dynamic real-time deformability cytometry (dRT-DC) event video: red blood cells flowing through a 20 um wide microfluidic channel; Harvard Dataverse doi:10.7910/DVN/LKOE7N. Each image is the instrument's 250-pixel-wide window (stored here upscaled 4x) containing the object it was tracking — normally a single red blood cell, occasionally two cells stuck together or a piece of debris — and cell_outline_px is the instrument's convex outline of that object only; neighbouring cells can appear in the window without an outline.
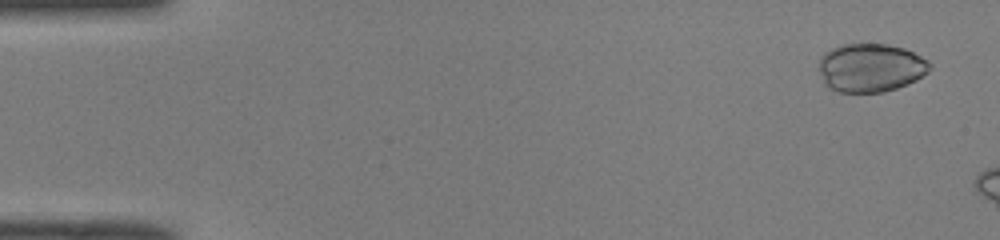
{"species": "common noctule bat (a hibernating species)", "species_latin": "Nyctalus noctula", "temperature_condition": "room temperature", "stored_images_in_passage": 9, "camera_frame_rate_fps": 3000, "um_per_image_px": 0.085, "animal": {"sex": "male", "body_mass_g": 19.0, "forearm_length_mm": 50.8}, "frame": {"image": 1, "passage_image": 3, "time_ms": 0.667, "image_size_px": [1000, 240], "cell_outline_px": [[932, 68], [928, 72], [916, 80], [908, 84], [884, 92], [840, 92], [828, 88], [824, 84], [816, 68], [824, 52], [832, 48], [844, 44], [888, 44], [904, 48], [928, 60], [932, 64]], "centroid_in_image_um": [73.98, 5.76], "position_along_channel_um": 11.0, "area_um2": 31.73}}